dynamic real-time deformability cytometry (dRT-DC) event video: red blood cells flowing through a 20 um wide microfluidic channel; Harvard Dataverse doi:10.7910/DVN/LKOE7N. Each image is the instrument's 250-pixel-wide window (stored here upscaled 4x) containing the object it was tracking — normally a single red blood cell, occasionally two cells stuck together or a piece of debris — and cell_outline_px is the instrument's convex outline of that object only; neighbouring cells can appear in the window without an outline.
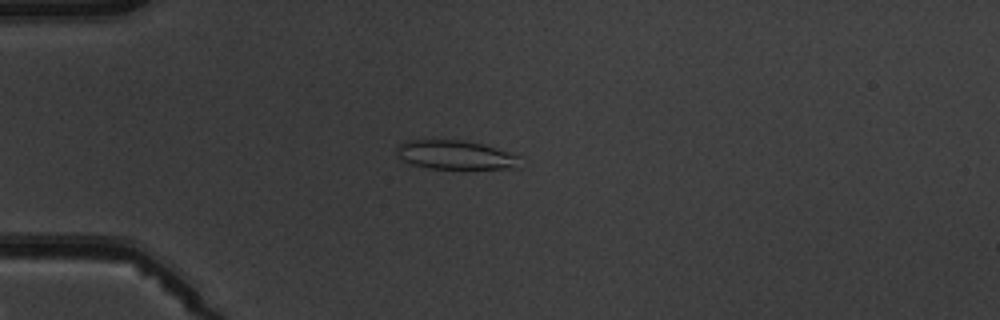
{"species": "common noctule bat (a hibernating species)", "species_latin": "Nyctalus noctula", "temperature_condition": "warm", "stored_images_in_passage": 6, "camera_frame_rate_fps": 3000, "um_per_image_px": 0.085, "animal": {"sex": "male", "body_mass_g": 19.5, "forearm_length_mm": 54.6}, "frame": {"image": 1, "passage_image": 5, "time_ms": 4.667, "image_size_px": [1000, 320], "cell_outline_px": [[520, 168], [432, 168], [412, 164], [404, 160], [396, 152], [396, 148], [400, 144], [408, 140], [464, 140], [484, 144], [520, 156]], "centroid_in_image_um": [38.75, 13.16], "position_along_channel_um": 46.2, "area_um2": 20.58}}